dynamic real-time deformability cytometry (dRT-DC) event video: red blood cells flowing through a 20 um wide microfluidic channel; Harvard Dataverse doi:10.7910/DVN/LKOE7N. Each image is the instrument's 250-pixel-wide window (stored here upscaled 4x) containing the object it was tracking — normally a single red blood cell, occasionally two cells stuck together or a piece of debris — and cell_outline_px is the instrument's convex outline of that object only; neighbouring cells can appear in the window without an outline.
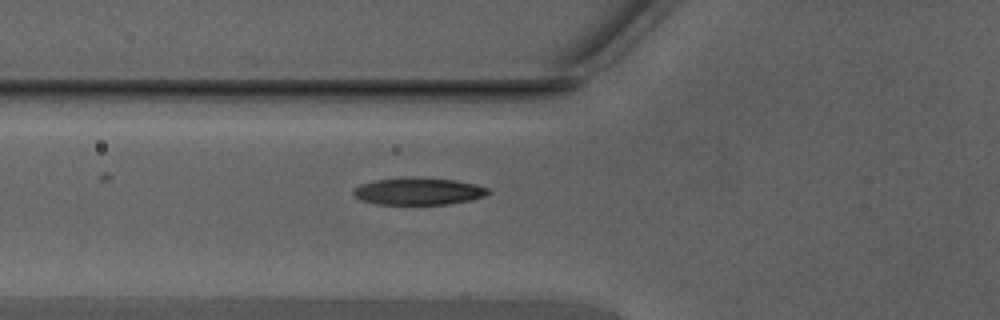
{"species": "Egyptian fruit bat (a non-hibernating species)", "species_latin": "Rousettus aegyptiacus", "temperature_condition": "warm", "stored_images_in_passage": 18, "camera_frame_rate_fps": 3000, "um_per_image_px": 0.085, "animal": {"sex": "male"}, "frame": {"image": 1, "passage_image": 3, "time_ms": 0.667, "image_size_px": [1000, 320], "cell_outline_px": [[492, 192], [484, 196], [472, 200], [448, 204], [376, 204], [360, 200], [352, 192], [352, 188], [360, 184], [376, 180], [404, 176], [412, 176], [456, 180], [476, 184], [488, 188]], "centroid_in_image_um": [35.56, 16.24], "position_along_channel_um": 90.2, "area_um2": 21.73}}
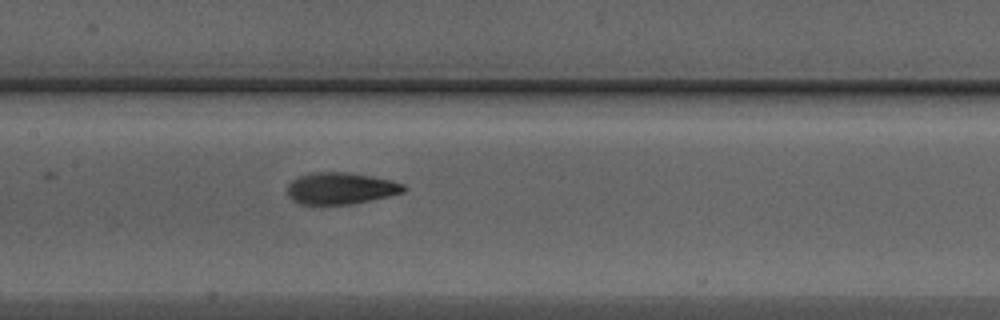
{"frame": {"image": 2, "passage_image": 9, "time_ms": 2.667, "image_size_px": [1000, 320], "cell_outline_px": [[408, 188], [404, 192], [356, 204], [300, 204], [292, 200], [288, 196], [288, 184], [292, 180], [300, 176], [316, 172], [344, 172], [392, 180], [404, 184]], "centroid_in_image_um": [28.98, 16.02], "position_along_channel_um": 178.4, "area_um2": 21.44}}
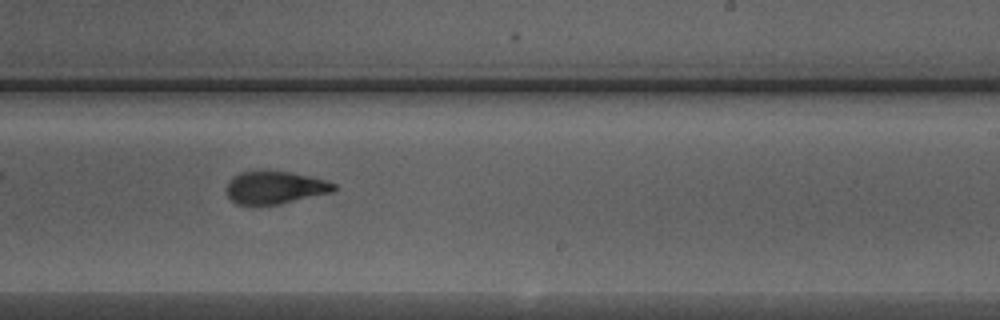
{"frame": {"image": 3, "passage_image": 15, "time_ms": 4.667, "image_size_px": [1000, 320], "cell_outline_px": [[336, 192], [280, 204], [236, 204], [224, 192], [224, 188], [232, 176], [240, 172], [292, 172], [324, 180], [336, 184]], "centroid_in_image_um": [23.37, 15.96], "position_along_channel_um": 265.6, "area_um2": 20.46}}